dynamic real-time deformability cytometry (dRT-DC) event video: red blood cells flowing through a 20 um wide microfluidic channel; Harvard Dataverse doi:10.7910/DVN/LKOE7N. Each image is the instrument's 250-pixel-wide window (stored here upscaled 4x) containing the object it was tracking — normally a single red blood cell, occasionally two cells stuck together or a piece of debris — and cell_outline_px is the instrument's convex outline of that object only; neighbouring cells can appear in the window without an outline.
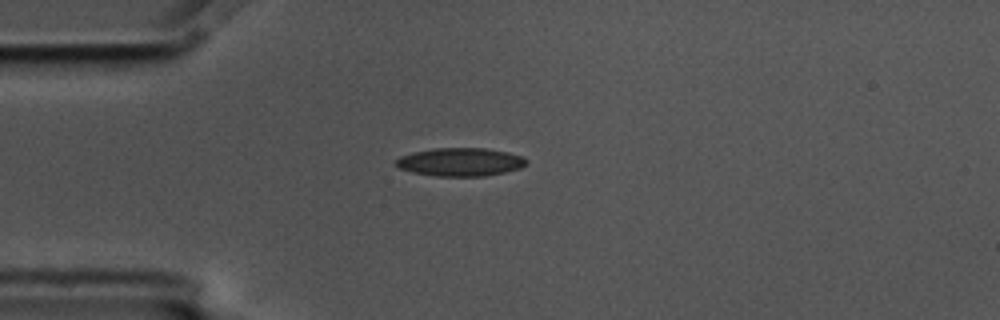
{"species": "common noctule bat (a hibernating species)", "species_latin": "Nyctalus noctula", "temperature_condition": "cold", "stored_images_in_passage": 43, "camera_frame_rate_fps": 3000, "um_per_image_px": 0.085, "animal": {"sex": "male", "body_mass_g": 17.5, "forearm_length_mm": 52.3}, "frame": {"image": 1, "passage_image": 1, "time_ms": 0.0, "image_size_px": [1000, 320], "cell_outline_px": [[528, 164], [520, 168], [504, 172], [484, 176], [436, 176], [412, 172], [400, 168], [396, 164], [396, 160], [400, 156], [416, 152], [436, 148], [484, 148], [508, 152], [524, 156], [528, 160]], "centroid_in_image_um": [39.19, 13.77], "position_along_channel_um": 45.8, "area_um2": 21.39}}
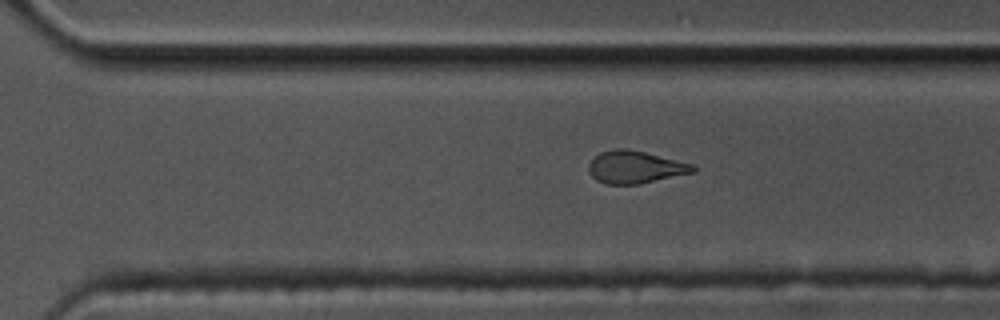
{"frame": {"image": 2, "passage_image": 25, "time_ms": 8.0, "image_size_px": [1000, 320], "cell_outline_px": [[696, 172], [640, 184], [604, 184], [596, 180], [588, 172], [588, 164], [600, 152], [616, 148], [624, 148], [644, 152], [696, 164]], "centroid_in_image_um": [54.02, 14.21], "position_along_channel_um": 316.6, "area_um2": 19.94}}
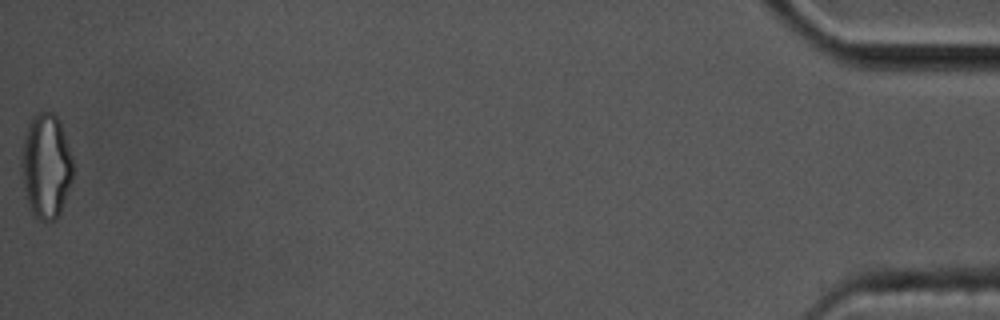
{"frame": {"image": 3, "passage_image": 43, "time_ms": 14.0, "image_size_px": [1000, 320], "cell_outline_px": [[72, 180], [60, 212], [56, 220], [40, 220], [28, 208], [24, 196], [20, 164], [20, 160], [24, 136], [28, 124], [32, 116], [40, 112], [52, 112], [60, 120], [72, 156]], "centroid_in_image_um": [3.88, 14.11], "position_along_channel_um": 431.3, "area_um2": 31.79}, "authors_computed_cell_mechanics": {"area_um2": 21.0392, "velocity_mm_per_s": 3.5725, "shape_relaxation_time_tau1_ms": null, "shape_relaxation_time_tau2_ms": 2.7267, "deformation_change_tau1": null, "deformation_change_tau2": 0.1012}}